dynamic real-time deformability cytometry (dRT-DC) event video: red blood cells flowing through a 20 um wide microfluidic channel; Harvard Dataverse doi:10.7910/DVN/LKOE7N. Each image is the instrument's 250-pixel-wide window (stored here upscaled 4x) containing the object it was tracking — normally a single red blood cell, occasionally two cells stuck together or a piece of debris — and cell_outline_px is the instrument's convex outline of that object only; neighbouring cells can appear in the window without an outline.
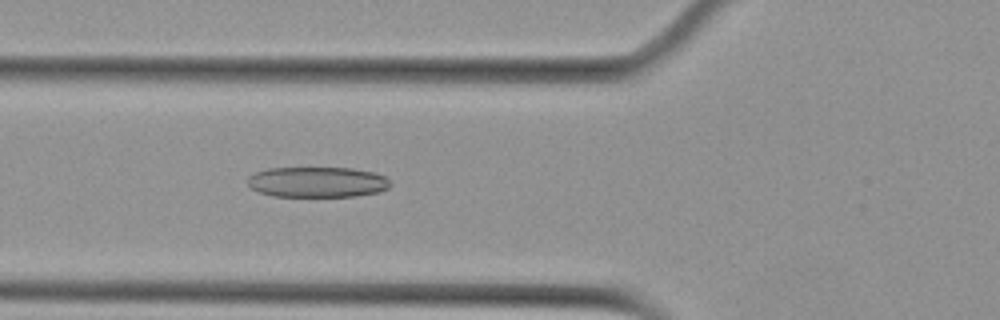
{"species": "Egyptian fruit bat (a non-hibernating species)", "species_latin": "Rousettus aegyptiacus", "temperature_condition": "cold", "stored_images_in_passage": 5, "camera_frame_rate_fps": 3000, "um_per_image_px": 0.085, "animal": {"sex": "female"}, "frame": {"image": 1, "passage_image": 5, "time_ms": 5.667, "image_size_px": [1000, 320], "cell_outline_px": [[392, 184], [388, 188], [380, 192], [356, 196], [272, 196], [256, 192], [248, 184], [248, 176], [256, 172], [268, 168], [352, 168], [372, 172], [384, 176]], "centroid_in_image_um": [26.96, 15.48], "position_along_channel_um": 98.8, "area_um2": 25.43}}